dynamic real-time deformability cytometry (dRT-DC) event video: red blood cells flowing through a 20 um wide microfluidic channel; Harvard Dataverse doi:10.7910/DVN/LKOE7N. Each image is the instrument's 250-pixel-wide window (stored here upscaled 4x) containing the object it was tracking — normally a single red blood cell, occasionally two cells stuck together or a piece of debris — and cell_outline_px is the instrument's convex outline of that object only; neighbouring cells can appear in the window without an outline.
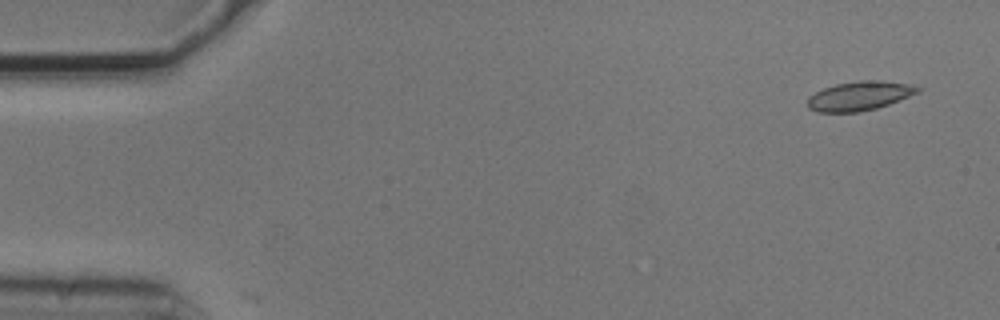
{"species": "common noctule bat (a hibernating species)", "species_latin": "Nyctalus noctula", "temperature_condition": "cold", "stored_images_in_passage": 4, "camera_frame_rate_fps": 3000, "um_per_image_px": 0.085, "animal": {"sex": "male", "body_mass_g": 20.5, "forearm_length_mm": 52.5}, "frame": {"image": 1, "passage_image": 1, "time_ms": 0.0, "image_size_px": [1000, 320], "cell_outline_px": [[924, 88], [920, 92], [888, 104], [876, 108], [856, 112], [816, 112], [808, 108], [808, 96], [824, 88], [836, 84], [860, 80], [880, 80], [908, 84]], "centroid_in_image_um": [73.06, 8.14], "position_along_channel_um": 11.9, "area_um2": 18.67}}
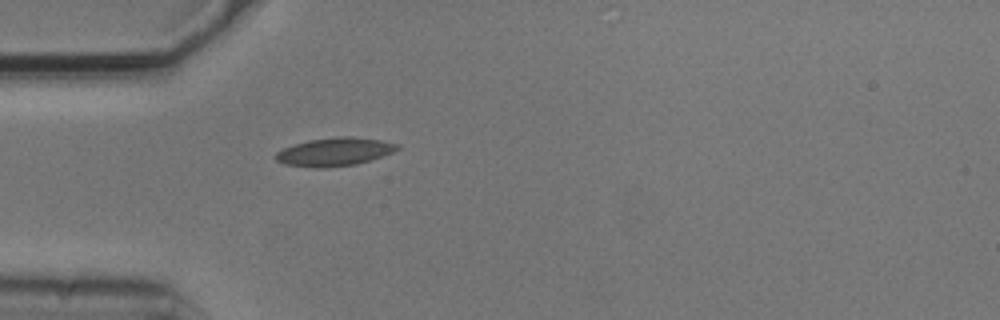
{"frame": {"image": 2, "passage_image": 4, "time_ms": 1.0, "image_size_px": [1000, 320], "cell_outline_px": [[400, 148], [392, 152], [356, 164], [324, 168], [316, 168], [284, 164], [276, 160], [276, 152], [284, 148], [308, 140], [340, 136], [352, 136], [380, 140], [400, 144]], "centroid_in_image_um": [28.44, 12.9], "position_along_channel_um": 56.6, "area_um2": 19.83}}